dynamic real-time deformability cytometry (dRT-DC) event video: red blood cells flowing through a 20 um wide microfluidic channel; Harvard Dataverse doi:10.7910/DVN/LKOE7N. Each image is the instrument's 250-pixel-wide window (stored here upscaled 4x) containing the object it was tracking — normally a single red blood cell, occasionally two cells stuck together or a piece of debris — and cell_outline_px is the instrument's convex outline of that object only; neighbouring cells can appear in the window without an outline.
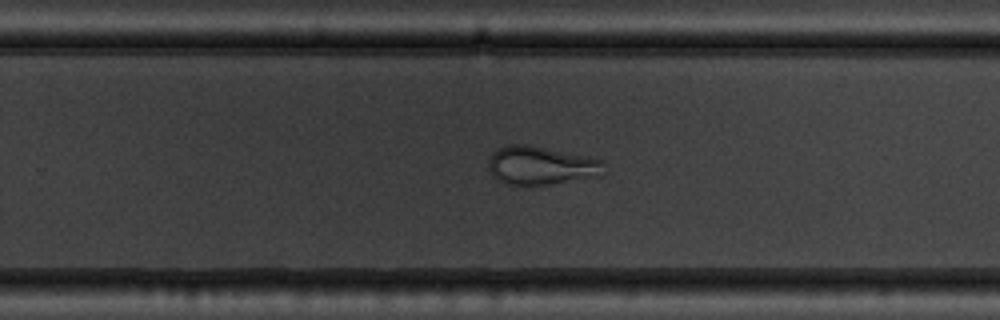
{"species": "common noctule bat (a hibernating species)", "species_latin": "Nyctalus noctula", "temperature_condition": "warm", "stored_images_in_passage": 50, "camera_frame_rate_fps": 3000, "um_per_image_px": 0.085, "animal": {"sex": "male", "body_mass_g": 19.5, "forearm_length_mm": 54.6}, "frame": {"image": 1, "passage_image": 36, "time_ms": 11.667, "image_size_px": [1000, 320], "cell_outline_px": [[604, 160], [600, 176], [532, 188], [508, 184], [492, 176], [488, 168], [488, 160], [492, 152], [508, 144], [524, 144], [588, 156]], "centroid_in_image_um": [45.95, 14.11], "position_along_channel_um": 283.8, "area_um2": 26.41}}
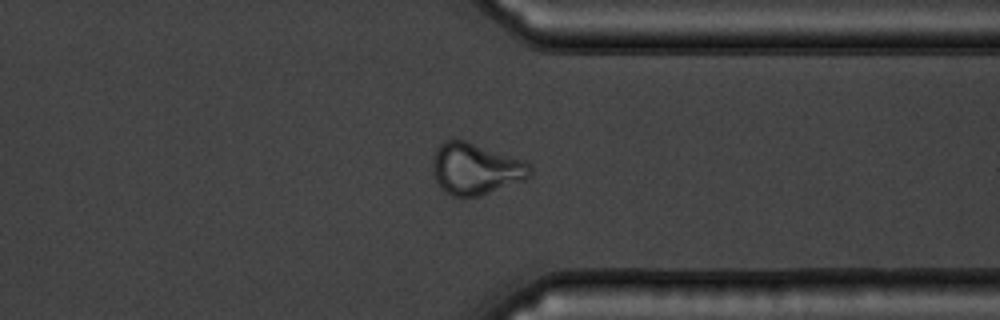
{"frame": {"image": 2, "passage_image": 43, "time_ms": 14.0, "image_size_px": [1000, 320], "cell_outline_px": [[532, 172], [524, 180], [480, 196], [452, 196], [440, 188], [432, 172], [432, 160], [436, 148], [444, 140], [464, 140], [524, 160], [532, 168]], "centroid_in_image_um": [40.4, 14.35], "position_along_channel_um": 371.0, "area_um2": 29.13}}